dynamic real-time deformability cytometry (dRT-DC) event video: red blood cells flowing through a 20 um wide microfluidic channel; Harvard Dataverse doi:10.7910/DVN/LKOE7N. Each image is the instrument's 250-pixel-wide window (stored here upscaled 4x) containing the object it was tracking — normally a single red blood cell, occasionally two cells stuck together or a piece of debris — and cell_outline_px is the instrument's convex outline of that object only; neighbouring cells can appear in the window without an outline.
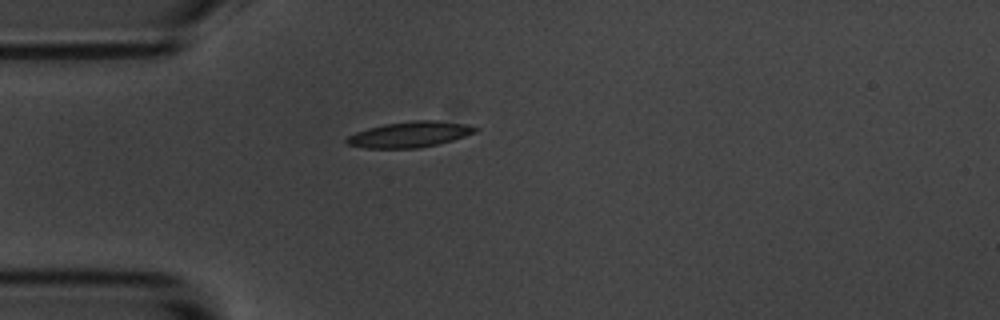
{"species": "common noctule bat (a hibernating species)", "species_latin": "Nyctalus noctula", "temperature_condition": "room temperature", "stored_images_in_passage": 6, "camera_frame_rate_fps": 3000, "um_per_image_px": 0.085, "animal": {"sex": "male", "body_mass_g": 20.1, "forearm_length_mm": 53.5}, "frame": {"image": 1, "passage_image": 6, "time_ms": 5.667, "image_size_px": [1000, 320], "cell_outline_px": [[480, 128], [476, 132], [452, 140], [420, 148], [364, 148], [348, 144], [344, 140], [348, 136], [356, 132], [368, 128], [384, 124], [412, 120], [436, 120], [464, 124]], "centroid_in_image_um": [34.81, 11.42], "position_along_channel_um": 50.2, "area_um2": 19.19}}